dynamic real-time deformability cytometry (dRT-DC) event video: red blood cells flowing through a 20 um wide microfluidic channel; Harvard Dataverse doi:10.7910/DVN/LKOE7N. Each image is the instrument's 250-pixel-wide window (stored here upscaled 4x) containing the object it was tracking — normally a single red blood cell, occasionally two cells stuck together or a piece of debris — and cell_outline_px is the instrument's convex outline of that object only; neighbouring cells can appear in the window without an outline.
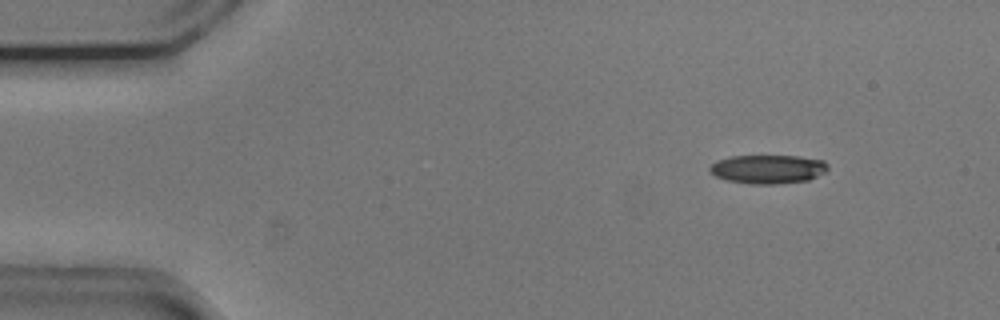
{"species": "common noctule bat (a hibernating species)", "species_latin": "Nyctalus noctula", "temperature_condition": "cold", "stored_images_in_passage": 17, "camera_frame_rate_fps": 3000, "um_per_image_px": 0.085, "animal": {"sex": "male", "body_mass_g": 20.5, "forearm_length_mm": 52.5}, "frame": {"image": 1, "passage_image": 7, "time_ms": 2.0, "image_size_px": [1000, 320], "cell_outline_px": [[828, 168], [824, 172], [808, 180], [772, 184], [752, 184], [728, 180], [716, 176], [708, 168], [716, 160], [732, 156], [800, 156], [824, 160], [828, 164]], "centroid_in_image_um": [65.28, 14.36], "position_along_channel_um": 19.7, "area_um2": 19.65}}